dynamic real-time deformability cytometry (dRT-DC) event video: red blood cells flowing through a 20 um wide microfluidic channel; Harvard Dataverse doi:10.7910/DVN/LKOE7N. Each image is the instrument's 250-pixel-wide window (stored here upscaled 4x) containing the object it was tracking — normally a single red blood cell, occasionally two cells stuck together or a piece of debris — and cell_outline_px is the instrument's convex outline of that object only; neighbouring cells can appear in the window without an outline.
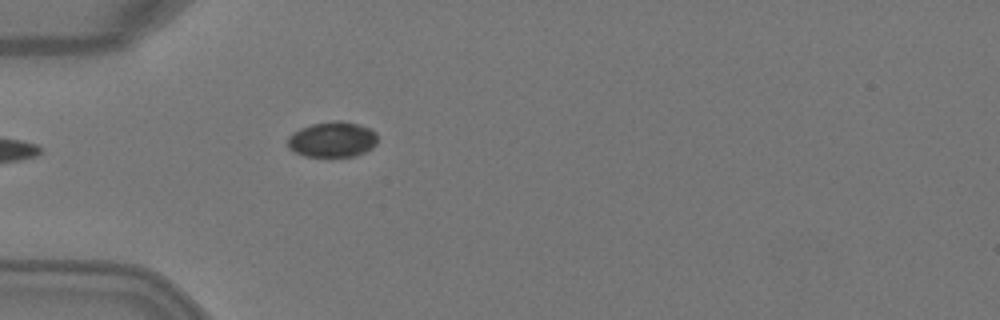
{"species": "Egyptian fruit bat (a non-hibernating species)", "species_latin": "Rousettus aegyptiacus", "temperature_condition": "warm", "stored_images_in_passage": 3, "camera_frame_rate_fps": 3000, "um_per_image_px": 0.085, "animal": {"sex": "female"}, "frame": {"image": 1, "passage_image": 3, "time_ms": 0.667, "image_size_px": [1000, 320], "cell_outline_px": [[376, 144], [372, 148], [356, 156], [304, 156], [288, 148], [288, 136], [292, 132], [300, 128], [312, 124], [336, 120], [340, 120], [356, 124], [368, 128], [376, 132]], "centroid_in_image_um": [28.23, 11.85], "position_along_channel_um": 56.8, "area_um2": 18.5}}